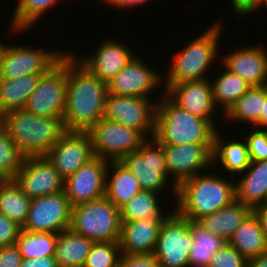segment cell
Masks as SVG:
<instances>
[{
	"label": "cell",
	"instance_id": "6da1fadb",
	"mask_svg": "<svg viewBox=\"0 0 267 267\" xmlns=\"http://www.w3.org/2000/svg\"><path fill=\"white\" fill-rule=\"evenodd\" d=\"M107 94V83L83 66L73 52H67L65 131L88 132L103 118Z\"/></svg>",
	"mask_w": 267,
	"mask_h": 267
},
{
	"label": "cell",
	"instance_id": "7a4b0ae2",
	"mask_svg": "<svg viewBox=\"0 0 267 267\" xmlns=\"http://www.w3.org/2000/svg\"><path fill=\"white\" fill-rule=\"evenodd\" d=\"M221 176L202 173L183 181L176 189L174 210L189 221H198L231 204L236 200L235 183Z\"/></svg>",
	"mask_w": 267,
	"mask_h": 267
},
{
	"label": "cell",
	"instance_id": "3957f363",
	"mask_svg": "<svg viewBox=\"0 0 267 267\" xmlns=\"http://www.w3.org/2000/svg\"><path fill=\"white\" fill-rule=\"evenodd\" d=\"M157 102L154 138L161 145H213L217 127L180 108L166 94ZM164 96V97H163Z\"/></svg>",
	"mask_w": 267,
	"mask_h": 267
},
{
	"label": "cell",
	"instance_id": "277c9868",
	"mask_svg": "<svg viewBox=\"0 0 267 267\" xmlns=\"http://www.w3.org/2000/svg\"><path fill=\"white\" fill-rule=\"evenodd\" d=\"M0 125L24 157L46 156L65 132L62 119L34 115L25 109L2 114Z\"/></svg>",
	"mask_w": 267,
	"mask_h": 267
},
{
	"label": "cell",
	"instance_id": "5b68a950",
	"mask_svg": "<svg viewBox=\"0 0 267 267\" xmlns=\"http://www.w3.org/2000/svg\"><path fill=\"white\" fill-rule=\"evenodd\" d=\"M222 22H215L204 33L191 40L184 49L174 55L164 84H179L187 81H199L209 78L206 73L216 62ZM218 52V53H217ZM207 76V77H206Z\"/></svg>",
	"mask_w": 267,
	"mask_h": 267
},
{
	"label": "cell",
	"instance_id": "8992f818",
	"mask_svg": "<svg viewBox=\"0 0 267 267\" xmlns=\"http://www.w3.org/2000/svg\"><path fill=\"white\" fill-rule=\"evenodd\" d=\"M122 228L120 209L105 196L72 207L69 229L94 242H118Z\"/></svg>",
	"mask_w": 267,
	"mask_h": 267
},
{
	"label": "cell",
	"instance_id": "52a82bcc",
	"mask_svg": "<svg viewBox=\"0 0 267 267\" xmlns=\"http://www.w3.org/2000/svg\"><path fill=\"white\" fill-rule=\"evenodd\" d=\"M67 94V52L46 73L31 93L24 109L34 115L63 120Z\"/></svg>",
	"mask_w": 267,
	"mask_h": 267
},
{
	"label": "cell",
	"instance_id": "ba28073f",
	"mask_svg": "<svg viewBox=\"0 0 267 267\" xmlns=\"http://www.w3.org/2000/svg\"><path fill=\"white\" fill-rule=\"evenodd\" d=\"M121 162L137 178L142 191L165 192L168 174L162 145L153 137L146 139L141 147L126 155Z\"/></svg>",
	"mask_w": 267,
	"mask_h": 267
},
{
	"label": "cell",
	"instance_id": "9c48e42d",
	"mask_svg": "<svg viewBox=\"0 0 267 267\" xmlns=\"http://www.w3.org/2000/svg\"><path fill=\"white\" fill-rule=\"evenodd\" d=\"M120 96L108 93L103 118L138 130L146 139L155 134L157 98ZM149 136V137H148Z\"/></svg>",
	"mask_w": 267,
	"mask_h": 267
},
{
	"label": "cell",
	"instance_id": "30bf717a",
	"mask_svg": "<svg viewBox=\"0 0 267 267\" xmlns=\"http://www.w3.org/2000/svg\"><path fill=\"white\" fill-rule=\"evenodd\" d=\"M94 156L121 161L138 150L146 138L136 129L102 118L89 131Z\"/></svg>",
	"mask_w": 267,
	"mask_h": 267
},
{
	"label": "cell",
	"instance_id": "8fae6325",
	"mask_svg": "<svg viewBox=\"0 0 267 267\" xmlns=\"http://www.w3.org/2000/svg\"><path fill=\"white\" fill-rule=\"evenodd\" d=\"M193 245L190 221L175 210L163 221L154 249L161 267H189Z\"/></svg>",
	"mask_w": 267,
	"mask_h": 267
},
{
	"label": "cell",
	"instance_id": "7c38bea8",
	"mask_svg": "<svg viewBox=\"0 0 267 267\" xmlns=\"http://www.w3.org/2000/svg\"><path fill=\"white\" fill-rule=\"evenodd\" d=\"M167 166L168 181L173 183L172 192L176 200V189L185 180L207 172L213 167V145L183 144L162 145ZM208 168V169H207ZM205 170V172H203ZM202 171V172H201ZM171 176V178H170ZM173 177V178H172Z\"/></svg>",
	"mask_w": 267,
	"mask_h": 267
},
{
	"label": "cell",
	"instance_id": "4fadbf2b",
	"mask_svg": "<svg viewBox=\"0 0 267 267\" xmlns=\"http://www.w3.org/2000/svg\"><path fill=\"white\" fill-rule=\"evenodd\" d=\"M71 213L72 206L64 191L34 198L22 229L58 234L69 229Z\"/></svg>",
	"mask_w": 267,
	"mask_h": 267
},
{
	"label": "cell",
	"instance_id": "5bb4252c",
	"mask_svg": "<svg viewBox=\"0 0 267 267\" xmlns=\"http://www.w3.org/2000/svg\"><path fill=\"white\" fill-rule=\"evenodd\" d=\"M13 181L29 199L64 191V179L46 156L25 157Z\"/></svg>",
	"mask_w": 267,
	"mask_h": 267
},
{
	"label": "cell",
	"instance_id": "9a60e30c",
	"mask_svg": "<svg viewBox=\"0 0 267 267\" xmlns=\"http://www.w3.org/2000/svg\"><path fill=\"white\" fill-rule=\"evenodd\" d=\"M66 53L64 51H44L24 46L8 44L5 51L0 78L17 79L32 73H46Z\"/></svg>",
	"mask_w": 267,
	"mask_h": 267
},
{
	"label": "cell",
	"instance_id": "2e32d148",
	"mask_svg": "<svg viewBox=\"0 0 267 267\" xmlns=\"http://www.w3.org/2000/svg\"><path fill=\"white\" fill-rule=\"evenodd\" d=\"M109 161L94 157L64 180V193L71 206L104 197Z\"/></svg>",
	"mask_w": 267,
	"mask_h": 267
},
{
	"label": "cell",
	"instance_id": "e0dca14e",
	"mask_svg": "<svg viewBox=\"0 0 267 267\" xmlns=\"http://www.w3.org/2000/svg\"><path fill=\"white\" fill-rule=\"evenodd\" d=\"M46 157L65 180L95 156L88 132L65 131Z\"/></svg>",
	"mask_w": 267,
	"mask_h": 267
},
{
	"label": "cell",
	"instance_id": "ac0fdd59",
	"mask_svg": "<svg viewBox=\"0 0 267 267\" xmlns=\"http://www.w3.org/2000/svg\"><path fill=\"white\" fill-rule=\"evenodd\" d=\"M135 55L128 64L107 82V92L120 96L151 98V92L164 87L163 76ZM163 84V85H162Z\"/></svg>",
	"mask_w": 267,
	"mask_h": 267
},
{
	"label": "cell",
	"instance_id": "d6986e66",
	"mask_svg": "<svg viewBox=\"0 0 267 267\" xmlns=\"http://www.w3.org/2000/svg\"><path fill=\"white\" fill-rule=\"evenodd\" d=\"M165 94L180 108L209 120L218 126L216 117L218 111L213 102L211 82L209 78L199 81H187L179 84H165Z\"/></svg>",
	"mask_w": 267,
	"mask_h": 267
},
{
	"label": "cell",
	"instance_id": "ffe728a7",
	"mask_svg": "<svg viewBox=\"0 0 267 267\" xmlns=\"http://www.w3.org/2000/svg\"><path fill=\"white\" fill-rule=\"evenodd\" d=\"M98 49L92 55L76 59L85 66L93 75L102 81L108 82L115 77L135 56L133 50L126 44L113 39L102 40Z\"/></svg>",
	"mask_w": 267,
	"mask_h": 267
},
{
	"label": "cell",
	"instance_id": "44dd1931",
	"mask_svg": "<svg viewBox=\"0 0 267 267\" xmlns=\"http://www.w3.org/2000/svg\"><path fill=\"white\" fill-rule=\"evenodd\" d=\"M264 45L245 46L221 56V66L239 75L251 87L267 85V50ZM223 57V58H222Z\"/></svg>",
	"mask_w": 267,
	"mask_h": 267
},
{
	"label": "cell",
	"instance_id": "7402d4cb",
	"mask_svg": "<svg viewBox=\"0 0 267 267\" xmlns=\"http://www.w3.org/2000/svg\"><path fill=\"white\" fill-rule=\"evenodd\" d=\"M166 218H147L139 221L122 222L119 238L121 253L154 252L159 231Z\"/></svg>",
	"mask_w": 267,
	"mask_h": 267
},
{
	"label": "cell",
	"instance_id": "603a6c76",
	"mask_svg": "<svg viewBox=\"0 0 267 267\" xmlns=\"http://www.w3.org/2000/svg\"><path fill=\"white\" fill-rule=\"evenodd\" d=\"M239 175V182H235L236 200L251 210L264 205L267 195V160L251 161L248 168Z\"/></svg>",
	"mask_w": 267,
	"mask_h": 267
},
{
	"label": "cell",
	"instance_id": "cb8c5ba5",
	"mask_svg": "<svg viewBox=\"0 0 267 267\" xmlns=\"http://www.w3.org/2000/svg\"><path fill=\"white\" fill-rule=\"evenodd\" d=\"M221 130H217L214 136V144L212 151V163L223 167L224 172L237 175L243 173L250 165L249 151L244 138H231V141L226 139V136H221ZM244 139V140H242ZM218 159V160H217ZM219 161V162H217Z\"/></svg>",
	"mask_w": 267,
	"mask_h": 267
},
{
	"label": "cell",
	"instance_id": "d4e9b609",
	"mask_svg": "<svg viewBox=\"0 0 267 267\" xmlns=\"http://www.w3.org/2000/svg\"><path fill=\"white\" fill-rule=\"evenodd\" d=\"M109 165L104 196L120 209L142 189L137 178L121 161H109Z\"/></svg>",
	"mask_w": 267,
	"mask_h": 267
},
{
	"label": "cell",
	"instance_id": "484cf974",
	"mask_svg": "<svg viewBox=\"0 0 267 267\" xmlns=\"http://www.w3.org/2000/svg\"><path fill=\"white\" fill-rule=\"evenodd\" d=\"M251 211L242 202L234 200L231 204L202 217L197 222L210 233L228 242Z\"/></svg>",
	"mask_w": 267,
	"mask_h": 267
},
{
	"label": "cell",
	"instance_id": "4316f807",
	"mask_svg": "<svg viewBox=\"0 0 267 267\" xmlns=\"http://www.w3.org/2000/svg\"><path fill=\"white\" fill-rule=\"evenodd\" d=\"M248 261L267 251V243L256 215L251 211L227 242Z\"/></svg>",
	"mask_w": 267,
	"mask_h": 267
},
{
	"label": "cell",
	"instance_id": "83f0119b",
	"mask_svg": "<svg viewBox=\"0 0 267 267\" xmlns=\"http://www.w3.org/2000/svg\"><path fill=\"white\" fill-rule=\"evenodd\" d=\"M42 74L32 73L17 79L0 78V116L8 111L24 109Z\"/></svg>",
	"mask_w": 267,
	"mask_h": 267
},
{
	"label": "cell",
	"instance_id": "f1b7e54d",
	"mask_svg": "<svg viewBox=\"0 0 267 267\" xmlns=\"http://www.w3.org/2000/svg\"><path fill=\"white\" fill-rule=\"evenodd\" d=\"M93 244V240L70 229L58 233L54 255L58 267H83Z\"/></svg>",
	"mask_w": 267,
	"mask_h": 267
},
{
	"label": "cell",
	"instance_id": "f546056e",
	"mask_svg": "<svg viewBox=\"0 0 267 267\" xmlns=\"http://www.w3.org/2000/svg\"><path fill=\"white\" fill-rule=\"evenodd\" d=\"M193 245L189 251V267H208L212 256L227 242L207 231L197 221H190Z\"/></svg>",
	"mask_w": 267,
	"mask_h": 267
},
{
	"label": "cell",
	"instance_id": "4dcf8cb0",
	"mask_svg": "<svg viewBox=\"0 0 267 267\" xmlns=\"http://www.w3.org/2000/svg\"><path fill=\"white\" fill-rule=\"evenodd\" d=\"M263 102H265V85L252 86L243 94L229 109L223 113L229 122H247L254 125L263 113Z\"/></svg>",
	"mask_w": 267,
	"mask_h": 267
},
{
	"label": "cell",
	"instance_id": "1f68e13d",
	"mask_svg": "<svg viewBox=\"0 0 267 267\" xmlns=\"http://www.w3.org/2000/svg\"><path fill=\"white\" fill-rule=\"evenodd\" d=\"M159 194L140 191L128 203L120 208L122 222L139 221L147 218H167L173 211L165 213ZM164 212V213H163Z\"/></svg>",
	"mask_w": 267,
	"mask_h": 267
},
{
	"label": "cell",
	"instance_id": "d6a6232c",
	"mask_svg": "<svg viewBox=\"0 0 267 267\" xmlns=\"http://www.w3.org/2000/svg\"><path fill=\"white\" fill-rule=\"evenodd\" d=\"M224 72L219 73L216 81L212 83L213 102L217 108L218 104L225 113L251 87L239 75L234 74L224 67Z\"/></svg>",
	"mask_w": 267,
	"mask_h": 267
},
{
	"label": "cell",
	"instance_id": "836d02e7",
	"mask_svg": "<svg viewBox=\"0 0 267 267\" xmlns=\"http://www.w3.org/2000/svg\"><path fill=\"white\" fill-rule=\"evenodd\" d=\"M57 236L56 233L31 232L22 229L15 245L23 259L52 257L55 255Z\"/></svg>",
	"mask_w": 267,
	"mask_h": 267
},
{
	"label": "cell",
	"instance_id": "e575fe53",
	"mask_svg": "<svg viewBox=\"0 0 267 267\" xmlns=\"http://www.w3.org/2000/svg\"><path fill=\"white\" fill-rule=\"evenodd\" d=\"M59 0H17L15 11L11 16V32H24L37 23L38 20L55 6Z\"/></svg>",
	"mask_w": 267,
	"mask_h": 267
},
{
	"label": "cell",
	"instance_id": "d590c367",
	"mask_svg": "<svg viewBox=\"0 0 267 267\" xmlns=\"http://www.w3.org/2000/svg\"><path fill=\"white\" fill-rule=\"evenodd\" d=\"M31 199L12 181L0 197V214L23 227L27 220Z\"/></svg>",
	"mask_w": 267,
	"mask_h": 267
},
{
	"label": "cell",
	"instance_id": "8d00e7d4",
	"mask_svg": "<svg viewBox=\"0 0 267 267\" xmlns=\"http://www.w3.org/2000/svg\"><path fill=\"white\" fill-rule=\"evenodd\" d=\"M24 158L7 131L0 125V173L14 179Z\"/></svg>",
	"mask_w": 267,
	"mask_h": 267
},
{
	"label": "cell",
	"instance_id": "74e56055",
	"mask_svg": "<svg viewBox=\"0 0 267 267\" xmlns=\"http://www.w3.org/2000/svg\"><path fill=\"white\" fill-rule=\"evenodd\" d=\"M120 264L118 242H94L83 267H119Z\"/></svg>",
	"mask_w": 267,
	"mask_h": 267
},
{
	"label": "cell",
	"instance_id": "f35d334b",
	"mask_svg": "<svg viewBox=\"0 0 267 267\" xmlns=\"http://www.w3.org/2000/svg\"><path fill=\"white\" fill-rule=\"evenodd\" d=\"M208 267H248V260L226 243L212 256Z\"/></svg>",
	"mask_w": 267,
	"mask_h": 267
},
{
	"label": "cell",
	"instance_id": "ab89813d",
	"mask_svg": "<svg viewBox=\"0 0 267 267\" xmlns=\"http://www.w3.org/2000/svg\"><path fill=\"white\" fill-rule=\"evenodd\" d=\"M249 134L244 138H246L250 160H267V130L253 128Z\"/></svg>",
	"mask_w": 267,
	"mask_h": 267
},
{
	"label": "cell",
	"instance_id": "60d3db41",
	"mask_svg": "<svg viewBox=\"0 0 267 267\" xmlns=\"http://www.w3.org/2000/svg\"><path fill=\"white\" fill-rule=\"evenodd\" d=\"M21 230L20 225L0 214V248L15 244Z\"/></svg>",
	"mask_w": 267,
	"mask_h": 267
},
{
	"label": "cell",
	"instance_id": "b9f144b4",
	"mask_svg": "<svg viewBox=\"0 0 267 267\" xmlns=\"http://www.w3.org/2000/svg\"><path fill=\"white\" fill-rule=\"evenodd\" d=\"M121 267H161L154 253H121Z\"/></svg>",
	"mask_w": 267,
	"mask_h": 267
},
{
	"label": "cell",
	"instance_id": "7bdbcfd3",
	"mask_svg": "<svg viewBox=\"0 0 267 267\" xmlns=\"http://www.w3.org/2000/svg\"><path fill=\"white\" fill-rule=\"evenodd\" d=\"M23 258L15 244L0 248V267H20Z\"/></svg>",
	"mask_w": 267,
	"mask_h": 267
},
{
	"label": "cell",
	"instance_id": "ee69618b",
	"mask_svg": "<svg viewBox=\"0 0 267 267\" xmlns=\"http://www.w3.org/2000/svg\"><path fill=\"white\" fill-rule=\"evenodd\" d=\"M20 267H58L54 256L37 259H23Z\"/></svg>",
	"mask_w": 267,
	"mask_h": 267
},
{
	"label": "cell",
	"instance_id": "f6af8a7d",
	"mask_svg": "<svg viewBox=\"0 0 267 267\" xmlns=\"http://www.w3.org/2000/svg\"><path fill=\"white\" fill-rule=\"evenodd\" d=\"M233 14L237 16H245L251 14V1L250 0H231Z\"/></svg>",
	"mask_w": 267,
	"mask_h": 267
},
{
	"label": "cell",
	"instance_id": "bcb514c9",
	"mask_svg": "<svg viewBox=\"0 0 267 267\" xmlns=\"http://www.w3.org/2000/svg\"><path fill=\"white\" fill-rule=\"evenodd\" d=\"M252 212L256 215L260 227L264 233V237L267 243V205H260L252 209Z\"/></svg>",
	"mask_w": 267,
	"mask_h": 267
},
{
	"label": "cell",
	"instance_id": "7dc6e473",
	"mask_svg": "<svg viewBox=\"0 0 267 267\" xmlns=\"http://www.w3.org/2000/svg\"><path fill=\"white\" fill-rule=\"evenodd\" d=\"M149 0H103L104 3L111 4L113 7L125 9L140 6Z\"/></svg>",
	"mask_w": 267,
	"mask_h": 267
},
{
	"label": "cell",
	"instance_id": "c3c4849f",
	"mask_svg": "<svg viewBox=\"0 0 267 267\" xmlns=\"http://www.w3.org/2000/svg\"><path fill=\"white\" fill-rule=\"evenodd\" d=\"M251 128L267 130V85H265V102H263V113H260L259 120Z\"/></svg>",
	"mask_w": 267,
	"mask_h": 267
},
{
	"label": "cell",
	"instance_id": "681fc988",
	"mask_svg": "<svg viewBox=\"0 0 267 267\" xmlns=\"http://www.w3.org/2000/svg\"><path fill=\"white\" fill-rule=\"evenodd\" d=\"M248 267H267V251L248 261Z\"/></svg>",
	"mask_w": 267,
	"mask_h": 267
},
{
	"label": "cell",
	"instance_id": "f907efd6",
	"mask_svg": "<svg viewBox=\"0 0 267 267\" xmlns=\"http://www.w3.org/2000/svg\"><path fill=\"white\" fill-rule=\"evenodd\" d=\"M13 181L11 177H9L6 174L0 173V197L3 194L4 190L7 188V186Z\"/></svg>",
	"mask_w": 267,
	"mask_h": 267
},
{
	"label": "cell",
	"instance_id": "816d5d0a",
	"mask_svg": "<svg viewBox=\"0 0 267 267\" xmlns=\"http://www.w3.org/2000/svg\"><path fill=\"white\" fill-rule=\"evenodd\" d=\"M7 47H8V45H5L2 42L0 43V69H1L3 57H4V54H5Z\"/></svg>",
	"mask_w": 267,
	"mask_h": 267
},
{
	"label": "cell",
	"instance_id": "f5cc1de1",
	"mask_svg": "<svg viewBox=\"0 0 267 267\" xmlns=\"http://www.w3.org/2000/svg\"><path fill=\"white\" fill-rule=\"evenodd\" d=\"M251 1V13L255 11V9L258 7V5L263 1V0H250Z\"/></svg>",
	"mask_w": 267,
	"mask_h": 267
},
{
	"label": "cell",
	"instance_id": "db71d44e",
	"mask_svg": "<svg viewBox=\"0 0 267 267\" xmlns=\"http://www.w3.org/2000/svg\"><path fill=\"white\" fill-rule=\"evenodd\" d=\"M263 6L267 8V0H263V1L258 5V7L255 9V11H256V10H259L260 7H263Z\"/></svg>",
	"mask_w": 267,
	"mask_h": 267
},
{
	"label": "cell",
	"instance_id": "11a10c76",
	"mask_svg": "<svg viewBox=\"0 0 267 267\" xmlns=\"http://www.w3.org/2000/svg\"><path fill=\"white\" fill-rule=\"evenodd\" d=\"M265 205H267V195H266V198H265V203H264Z\"/></svg>",
	"mask_w": 267,
	"mask_h": 267
}]
</instances>
